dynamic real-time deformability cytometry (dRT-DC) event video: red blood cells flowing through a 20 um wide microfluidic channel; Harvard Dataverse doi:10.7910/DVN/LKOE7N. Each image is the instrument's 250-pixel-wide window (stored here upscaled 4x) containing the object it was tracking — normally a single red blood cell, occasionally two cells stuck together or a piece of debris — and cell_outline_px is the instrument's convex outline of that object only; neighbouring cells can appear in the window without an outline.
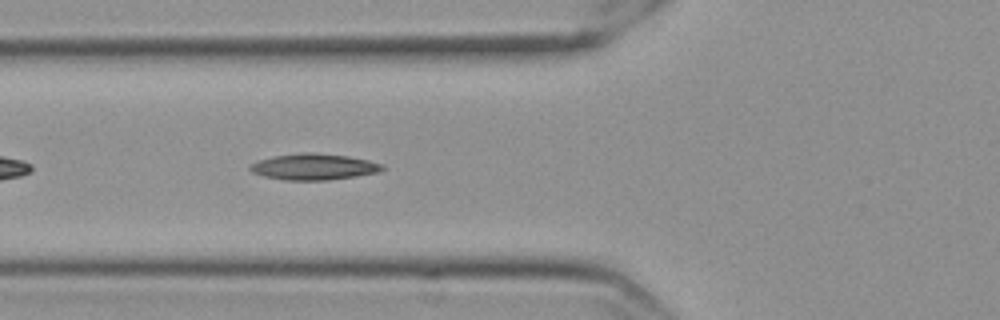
{"species": "Egyptian fruit bat (a non-hibernating species)", "species_latin": "Rousettus aegyptiacus", "temperature_condition": "cold", "stored_images_in_passage": 42, "camera_frame_rate_fps": 3000, "um_per_image_px": 0.085, "frame": {"image": 1, "passage_image": 6, "time_ms": 1.667, "image_size_px": [1000, 320], "cell_outline_px": [[384, 168], [380, 172], [356, 176], [328, 180], [284, 180], [264, 176], [252, 172], [248, 168], [252, 164], [260, 160], [272, 156], [300, 152], [312, 152], [348, 156], [368, 160], [384, 164]], "centroid_in_image_um": [26.69, 14.17], "position_along_channel_um": 99.1, "area_um2": 20.23}}
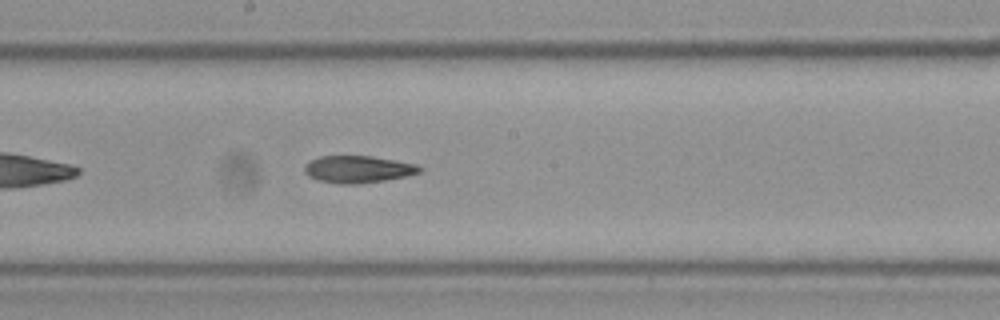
{"frame": {"image": 2, "passage_image": 16, "time_ms": 5.0, "image_size_px": [1000, 320], "cell_outline_px": [[424, 168], [420, 172], [404, 176], [384, 180], [356, 184], [340, 184], [316, 180], [308, 176], [304, 172], [304, 168], [312, 160], [320, 156], [372, 156], [396, 160], [416, 164]], "centroid_in_image_um": [30.43, 14.39], "position_along_channel_um": 217.8, "area_um2": 18.09}}
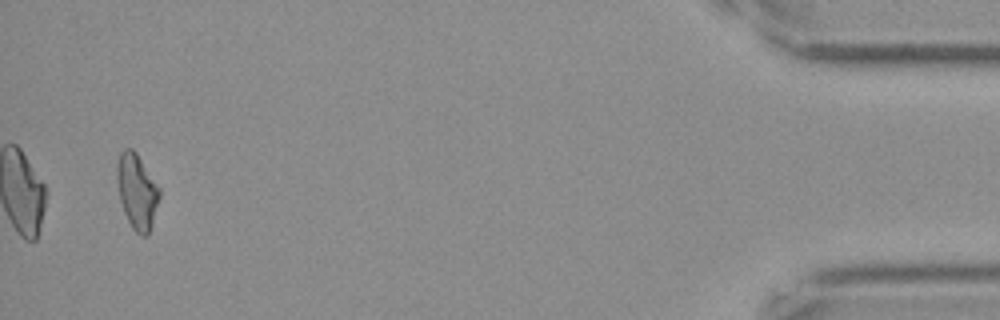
{"frame": {"image": 3, "passage_image": 40, "time_ms": 13.0, "image_size_px": [1000, 320], "cell_outline_px": [[160, 196], [148, 236], [140, 236], [132, 228], [124, 212], [120, 200], [116, 176], [116, 164], [120, 152], [124, 148], [132, 148], [136, 152], [160, 188]], "centroid_in_image_um": [11.63, 16.25], "position_along_channel_um": 423.6, "area_um2": 18.61}, "authors_computed_cell_mechanics": {"area_um2": 18.207, "velocity_mm_per_s": 3.536, "shape_relaxation_time_tau1_ms": null, "shape_relaxation_time_tau2_ms": 10.5483, "deformation_change_tau1": null, "deformation_change_tau2": 0.202}}